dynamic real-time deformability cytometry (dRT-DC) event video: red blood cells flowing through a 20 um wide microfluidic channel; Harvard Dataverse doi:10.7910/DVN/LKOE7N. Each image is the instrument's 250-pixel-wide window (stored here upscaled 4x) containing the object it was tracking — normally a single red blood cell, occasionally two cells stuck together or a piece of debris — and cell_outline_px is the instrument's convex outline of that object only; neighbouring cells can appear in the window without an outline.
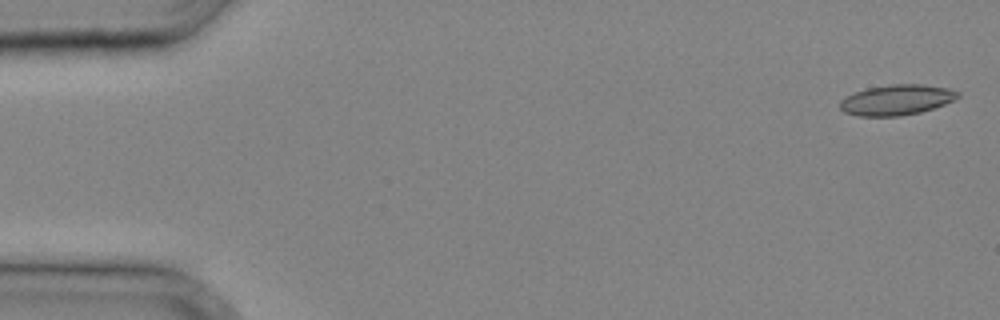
{"species": "common noctule bat (a hibernating species)", "species_latin": "Nyctalus noctula", "temperature_condition": "cold", "stored_images_in_passage": 9, "camera_frame_rate_fps": 3000, "um_per_image_px": 0.085, "animal": {"sex": "male", "body_mass_g": 20.4}, "frame": {"image": 1, "passage_image": 1, "time_ms": 0.0, "image_size_px": [1000, 320], "cell_outline_px": [[960, 96], [944, 104], [920, 112], [900, 116], [856, 116], [844, 112], [840, 108], [840, 100], [844, 96], [868, 88], [892, 84], [924, 84], [948, 88], [960, 92]], "centroid_in_image_um": [76.19, 8.49], "position_along_channel_um": 8.8, "area_um2": 20.87}}